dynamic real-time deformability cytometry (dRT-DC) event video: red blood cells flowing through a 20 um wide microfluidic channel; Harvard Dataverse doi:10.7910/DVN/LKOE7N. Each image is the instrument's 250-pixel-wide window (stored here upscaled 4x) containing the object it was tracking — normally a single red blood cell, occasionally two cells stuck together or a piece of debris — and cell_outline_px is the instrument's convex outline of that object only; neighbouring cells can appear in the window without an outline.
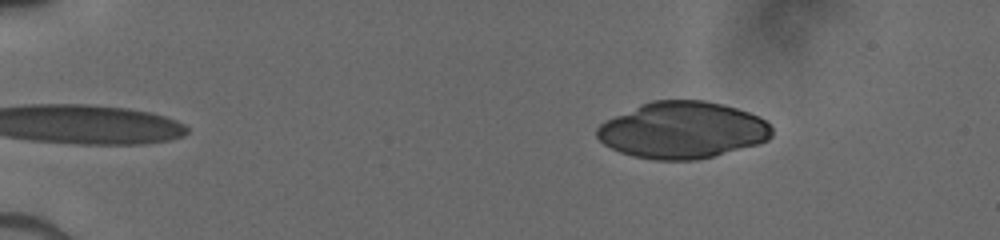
{"species": "human", "species_latin": "Homo sapiens", "temperature_condition": "cold", "stored_images_in_passage": 43, "camera_frame_rate_fps": 3000, "um_per_image_px": 0.085, "donor": {"sex": "male"}, "frame": {"image": 1, "passage_image": 1, "time_ms": 0.0, "image_size_px": [1000, 240], "cell_outline_px": [[772, 136], [768, 140], [760, 144], [696, 160], [656, 160], [632, 156], [620, 152], [604, 144], [596, 136], [596, 128], [604, 120], [640, 104], [652, 100], [704, 100], [724, 104], [760, 116], [772, 128]], "centroid_in_image_um": [58.0, 11.06], "position_along_channel_um": 27.0, "area_um2": 58.03}}